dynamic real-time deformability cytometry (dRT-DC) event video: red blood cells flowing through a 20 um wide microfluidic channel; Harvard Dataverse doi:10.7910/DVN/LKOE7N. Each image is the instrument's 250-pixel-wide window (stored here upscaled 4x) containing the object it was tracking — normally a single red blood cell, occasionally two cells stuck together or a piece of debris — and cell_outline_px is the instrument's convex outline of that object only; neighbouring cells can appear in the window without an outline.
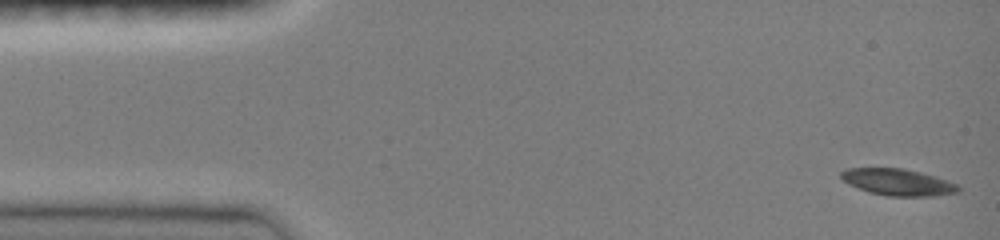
{"species": "common noctule bat (a hibernating species)", "species_latin": "Nyctalus noctula", "temperature_condition": "room temperature", "stored_images_in_passage": 47, "camera_frame_rate_fps": 3000, "um_per_image_px": 0.085, "animal": {"sex": "female", "body_mass_g": 19.0, "forearm_length_mm": 51.5}, "frame": {"image": 1, "passage_image": 1, "time_ms": 0.0, "image_size_px": [1000, 240], "cell_outline_px": [[960, 192], [932, 196], [888, 196], [868, 192], [848, 184], [840, 176], [840, 172], [848, 168], [900, 168], [932, 176], [956, 184], [960, 188]], "centroid_in_image_um": [76.27, 15.5], "position_along_channel_um": 8.7, "area_um2": 17.86}}
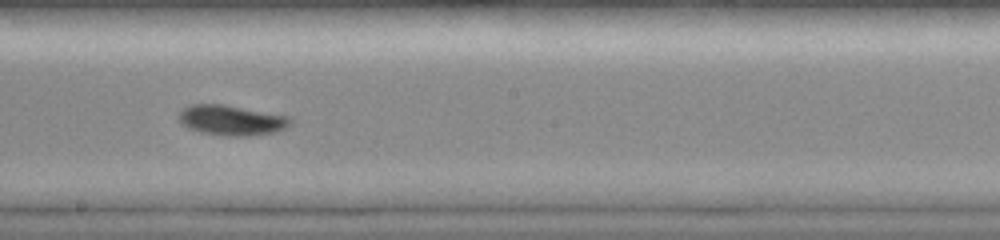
{"frame": {"image": 2, "passage_image": 26, "time_ms": 8.333, "image_size_px": [1000, 240], "cell_outline_px": [[292, 124], [276, 132], [248, 136], [228, 136], [200, 132], [188, 128], [180, 124], [180, 112], [184, 108], [192, 104], [224, 104], [288, 116], [292, 120]], "centroid_in_image_um": [19.68, 10.22], "position_along_channel_um": 228.5, "area_um2": 19.59}}
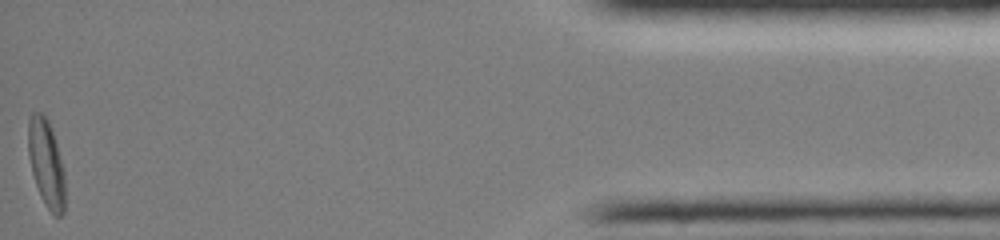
{"frame": {"image": 3, "passage_image": 47, "time_ms": 15.333, "image_size_px": [1000, 240], "cell_outline_px": [[64, 212], [60, 216], [52, 216], [44, 204], [40, 196], [32, 172], [28, 156], [28, 120], [32, 112], [40, 112], [48, 120], [64, 168]], "centroid_in_image_um": [3.92, 13.92], "position_along_channel_um": 431.3, "area_um2": 18.79}, "authors_computed_cell_mechanics": {"area_um2": 18.4382, "velocity_mm_per_s": 4.0197, "shape_relaxation_time_tau1_ms": 5.3041, "shape_relaxation_time_tau2_ms": 7.1792, "deformation_change_tau1": 0.1626, "deformation_change_tau2": 0.1355}}